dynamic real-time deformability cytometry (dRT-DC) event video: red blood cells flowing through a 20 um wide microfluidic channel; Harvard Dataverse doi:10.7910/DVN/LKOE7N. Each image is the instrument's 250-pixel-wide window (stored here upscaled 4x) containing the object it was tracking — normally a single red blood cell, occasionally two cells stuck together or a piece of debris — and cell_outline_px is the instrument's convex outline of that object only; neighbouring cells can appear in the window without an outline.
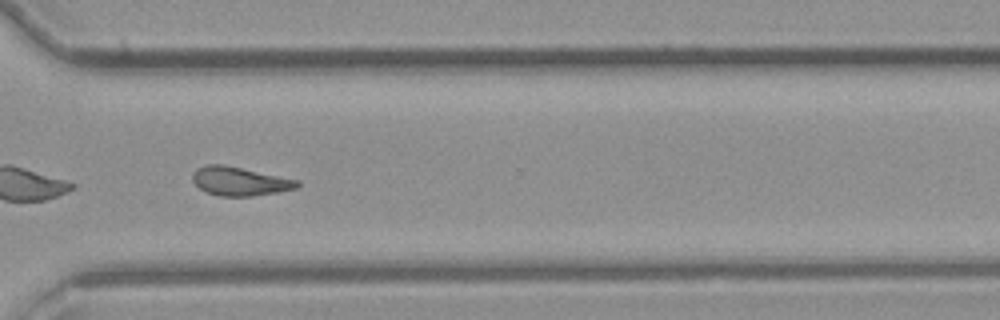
{"species": "common noctule bat (a hibernating species)", "species_latin": "Nyctalus noctula", "temperature_condition": "cold", "stored_images_in_passage": 56, "camera_frame_rate_fps": 3000, "um_per_image_px": 0.085, "animal": {"sex": "male", "body_mass_g": 23.1, "forearm_length_mm": 52.7}, "frame": {"image": 1, "passage_image": 40, "time_ms": 13.0, "image_size_px": [1000, 320], "cell_outline_px": [[300, 184], [296, 188], [276, 192], [252, 196], [220, 196], [208, 192], [200, 188], [192, 180], [192, 172], [196, 168], [208, 164], [224, 164], [300, 180]], "centroid_in_image_um": [20.37, 15.39], "position_along_channel_um": 350.2, "area_um2": 17.51}}
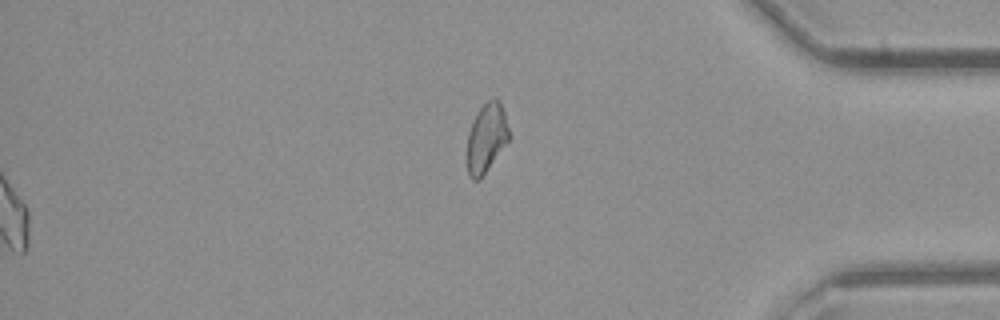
{"frame": {"image": 2, "passage_image": 56, "time_ms": 18.333, "image_size_px": [1000, 320], "cell_outline_px": [[512, 136], [480, 180], [472, 180], [468, 176], [468, 132], [472, 120], [480, 108], [488, 100], [496, 100], [500, 104], [504, 112]], "centroid_in_image_um": [41.36, 11.76], "position_along_channel_um": 393.8, "area_um2": 16.82}, "authors_computed_cell_mechanics": {"area_um2": 17.629, "velocity_mm_per_s": 3.6717, "shape_relaxation_time_tau1_ms": null, "shape_relaxation_time_tau2_ms": 6.4189, "deformation_change_tau1": null, "deformation_change_tau2": 0.1503}}